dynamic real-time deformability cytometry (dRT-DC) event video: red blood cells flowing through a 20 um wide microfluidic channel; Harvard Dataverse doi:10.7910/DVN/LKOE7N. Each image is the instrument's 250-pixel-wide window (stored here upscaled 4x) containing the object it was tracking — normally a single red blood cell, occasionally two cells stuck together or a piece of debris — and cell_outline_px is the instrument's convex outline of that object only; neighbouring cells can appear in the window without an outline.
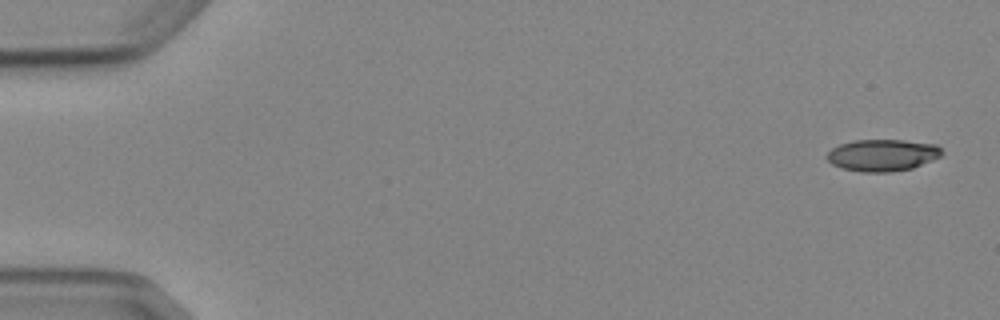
{"species": "Egyptian fruit bat (a non-hibernating species)", "species_latin": "Rousettus aegyptiacus", "temperature_condition": "cold", "stored_images_in_passage": 5, "camera_frame_rate_fps": 3000, "um_per_image_px": 0.085, "animal": {"sex": "female"}, "frame": {"image": 1, "passage_image": 1, "time_ms": 0.0, "image_size_px": [1000, 320], "cell_outline_px": [[944, 152], [940, 156], [932, 160], [912, 168], [892, 172], [864, 172], [844, 168], [832, 164], [824, 156], [832, 148], [840, 144], [852, 140], [904, 140], [936, 144]], "centroid_in_image_um": [75.01, 13.18], "position_along_channel_um": 10.0, "area_um2": 21.33}}
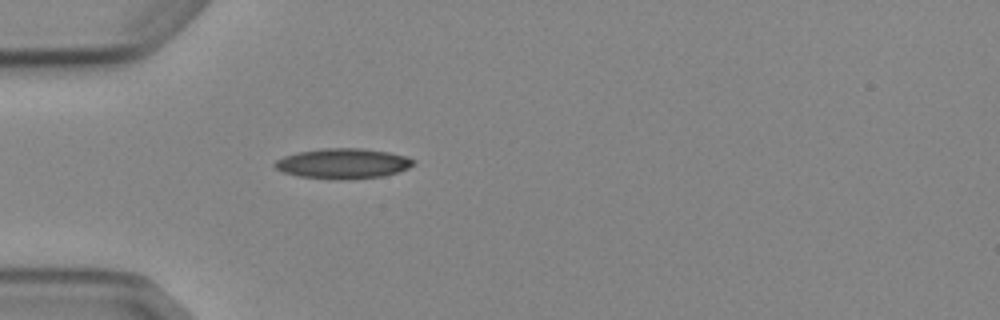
{"frame": {"image": 2, "passage_image": 5, "time_ms": 4.667, "image_size_px": [1000, 320], "cell_outline_px": [[416, 164], [408, 168], [384, 176], [336, 180], [300, 176], [284, 172], [276, 168], [272, 164], [276, 160], [284, 156], [296, 152], [320, 148], [360, 148], [388, 152], [408, 156], [416, 160]], "centroid_in_image_um": [29.17, 13.89], "position_along_channel_um": 55.8, "area_um2": 24.51}}